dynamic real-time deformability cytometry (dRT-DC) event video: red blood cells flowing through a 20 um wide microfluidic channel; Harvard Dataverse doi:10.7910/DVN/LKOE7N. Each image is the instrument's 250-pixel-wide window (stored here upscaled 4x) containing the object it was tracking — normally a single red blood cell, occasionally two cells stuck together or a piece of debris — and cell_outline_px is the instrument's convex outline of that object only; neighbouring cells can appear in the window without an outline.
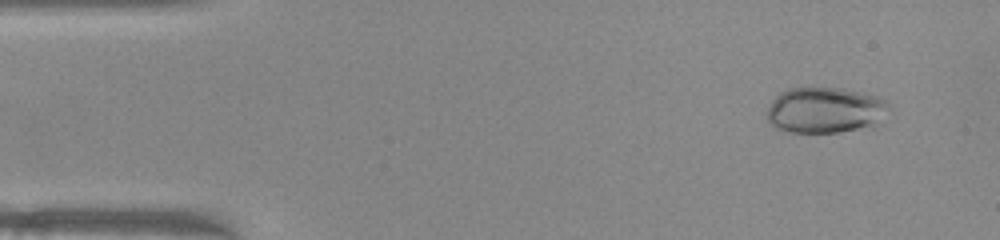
{"species": "common noctule bat (a hibernating species)", "species_latin": "Nyctalus noctula", "temperature_condition": "warm", "stored_images_in_passage": 50, "camera_frame_rate_fps": 3000, "um_per_image_px": 0.085, "animal": {"sex": "female", "body_mass_g": 22.0, "forearm_length_mm": 56.7}, "frame": {"image": 1, "passage_image": 4, "time_ms": 1.0, "image_size_px": [1000, 240], "cell_outline_px": [[892, 104], [872, 124], [840, 132], [788, 132], [776, 128], [768, 120], [768, 108], [772, 100], [780, 92], [788, 88], [844, 88], [876, 96]], "centroid_in_image_um": [70.06, 9.34], "position_along_channel_um": 14.9, "area_um2": 31.91}}
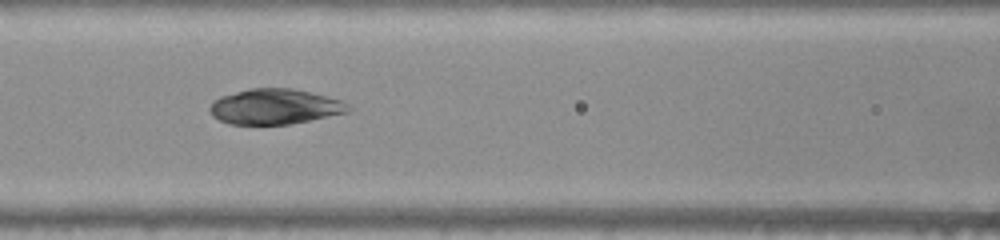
{"frame": {"image": 2, "passage_image": 21, "time_ms": 6.667, "image_size_px": [1000, 240], "cell_outline_px": [[352, 108], [348, 112], [288, 124], [228, 124], [212, 116], [208, 108], [212, 100], [220, 96], [252, 88], [292, 88], [340, 100], [348, 104]], "centroid_in_image_um": [23.3, 9.06], "position_along_channel_um": 143.3, "area_um2": 28.26}}
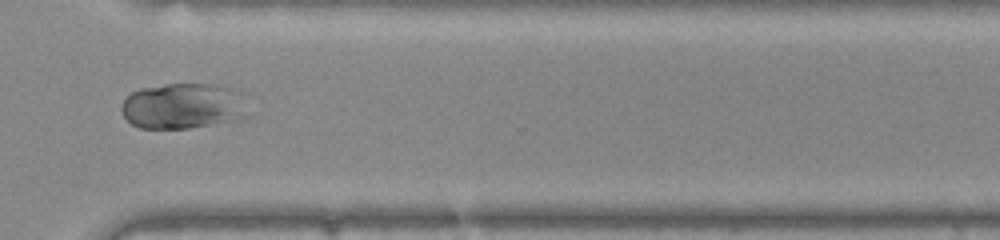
{"frame": {"image": 3, "passage_image": 37, "time_ms": 12.0, "image_size_px": [1000, 240], "cell_outline_px": [[240, 92], [228, 116], [224, 120], [208, 124], [188, 128], [140, 128], [132, 124], [124, 116], [120, 108], [124, 100], [132, 92], [140, 88], [168, 84], [208, 84], [232, 88]], "centroid_in_image_um": [15.19, 8.97], "position_along_channel_um": 355.4, "area_um2": 31.04}}